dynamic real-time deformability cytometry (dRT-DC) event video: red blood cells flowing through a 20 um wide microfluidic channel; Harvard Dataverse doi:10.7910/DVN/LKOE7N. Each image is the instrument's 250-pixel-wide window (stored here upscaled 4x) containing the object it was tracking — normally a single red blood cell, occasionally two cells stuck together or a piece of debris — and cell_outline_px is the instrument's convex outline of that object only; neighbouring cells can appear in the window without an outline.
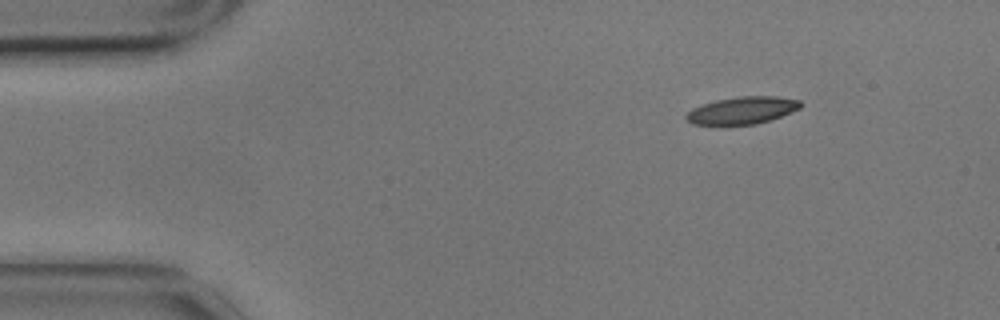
{"species": "common noctule bat (a hibernating species)", "species_latin": "Nyctalus noctula", "temperature_condition": "cold", "stored_images_in_passage": 51, "camera_frame_rate_fps": 3000, "um_per_image_px": 0.085, "animal": {"sex": "male", "body_mass_g": 17.9}, "frame": {"image": 1, "passage_image": 1, "time_ms": 0.0, "image_size_px": [1000, 320], "cell_outline_px": [[804, 104], [800, 108], [792, 112], [756, 124], [692, 124], [684, 116], [692, 108], [716, 100], [740, 96], [776, 96], [800, 100]], "centroid_in_image_um": [63.12, 9.36], "position_along_channel_um": 21.9, "area_um2": 17.98}}
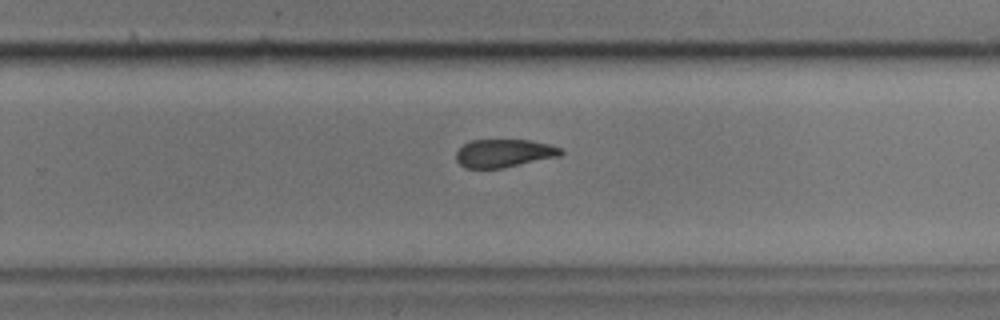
{"frame": {"image": 2, "passage_image": 30, "time_ms": 9.667, "image_size_px": [1000, 320], "cell_outline_px": [[564, 152], [560, 156], [504, 168], [464, 168], [456, 160], [456, 152], [464, 144], [472, 140], [528, 140], [548, 144], [560, 148]], "centroid_in_image_um": [42.83, 13.03], "position_along_channel_um": 287.0, "area_um2": 17.11}}
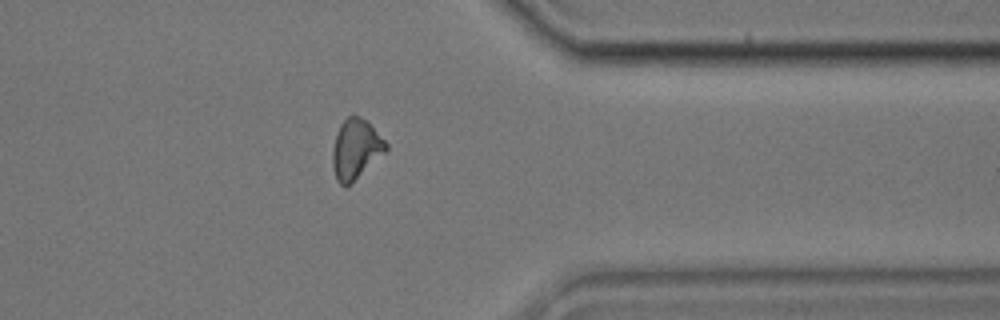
{"frame": {"image": 3, "passage_image": 39, "time_ms": 12.667, "image_size_px": [1000, 320], "cell_outline_px": [[388, 148], [352, 184], [344, 188], [336, 180], [332, 164], [332, 148], [340, 124], [348, 116], [360, 116], [388, 144]], "centroid_in_image_um": [30.2, 12.73], "position_along_channel_um": 381.2, "area_um2": 18.38}, "authors_computed_cell_mechanics": {"area_um2": 18.3804, "velocity_mm_per_s": 3.4868, "shape_relaxation_time_tau1_ms": 3.5183, "shape_relaxation_time_tau2_ms": 6.4934, "deformation_change_tau1": 0.121, "deformation_change_tau2": 0.1399}}